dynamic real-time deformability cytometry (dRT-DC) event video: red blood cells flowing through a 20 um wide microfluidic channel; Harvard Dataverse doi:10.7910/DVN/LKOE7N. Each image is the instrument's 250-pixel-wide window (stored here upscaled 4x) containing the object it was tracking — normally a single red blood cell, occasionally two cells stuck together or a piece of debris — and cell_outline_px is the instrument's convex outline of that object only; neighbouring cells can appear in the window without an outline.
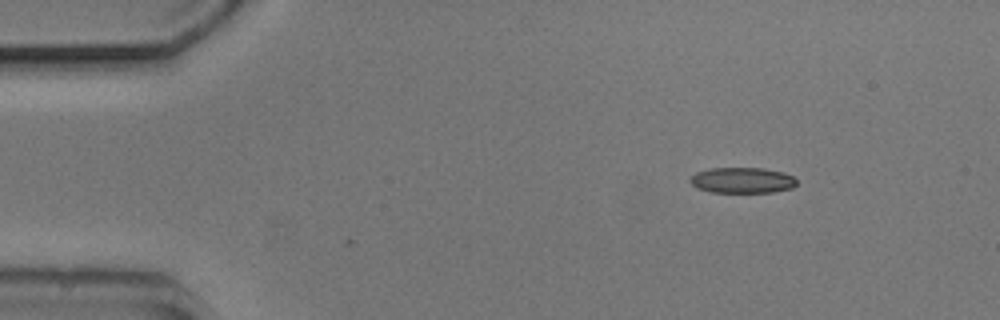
{"species": "common noctule bat (a hibernating species)", "species_latin": "Nyctalus noctula", "temperature_condition": "cold", "stored_images_in_passage": 3, "camera_frame_rate_fps": 3000, "um_per_image_px": 0.085, "animal": {"sex": "male", "body_mass_g": 20.5, "forearm_length_mm": 52.5}, "frame": {"image": 1, "passage_image": 1, "time_ms": 0.0, "image_size_px": [1000, 320], "cell_outline_px": [[796, 184], [792, 188], [772, 192], [708, 192], [696, 188], [688, 180], [696, 172], [708, 168], [764, 168], [784, 172], [792, 176], [796, 180]], "centroid_in_image_um": [63.06, 15.32], "position_along_channel_um": 21.9, "area_um2": 16.07}}